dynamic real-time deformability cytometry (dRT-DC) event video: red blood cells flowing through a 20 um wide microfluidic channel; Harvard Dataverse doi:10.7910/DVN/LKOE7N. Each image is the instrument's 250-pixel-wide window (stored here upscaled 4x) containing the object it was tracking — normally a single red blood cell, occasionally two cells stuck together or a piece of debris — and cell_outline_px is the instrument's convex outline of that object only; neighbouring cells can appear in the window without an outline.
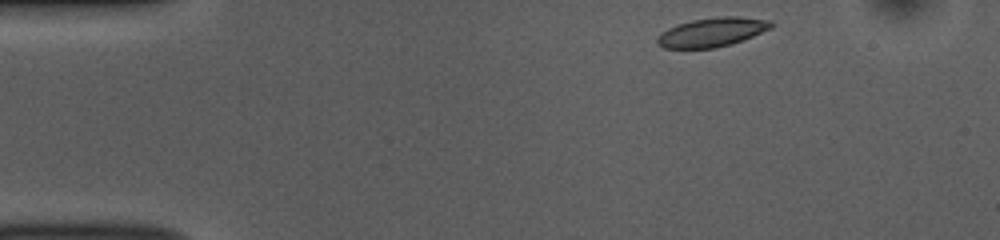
{"species": "common noctule bat (a hibernating species)", "species_latin": "Nyctalus noctula", "temperature_condition": "room temperature", "stored_images_in_passage": 45, "camera_frame_rate_fps": 3000, "um_per_image_px": 0.085, "animal": {"sex": "female", "body_mass_g": 10.0, "forearm_length_mm": 53.1}, "frame": {"image": 1, "passage_image": 1, "time_ms": 0.0, "image_size_px": [1000, 240], "cell_outline_px": [[776, 24], [772, 28], [732, 44], [716, 48], [664, 48], [656, 44], [656, 40], [660, 32], [676, 24], [692, 20], [720, 16], [736, 16], [772, 20]], "centroid_in_image_um": [60.53, 2.73], "position_along_channel_um": 24.5, "area_um2": 19.54}}
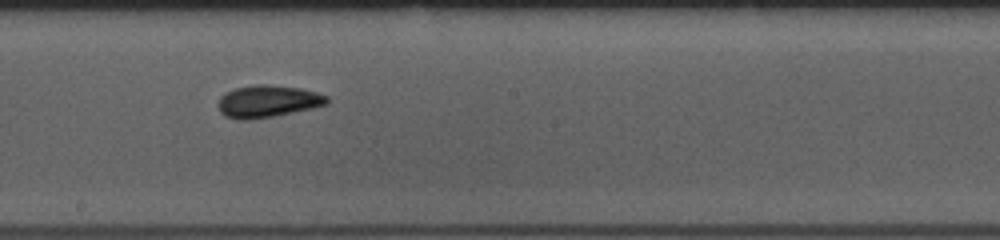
{"frame": {"image": 2, "passage_image": 22, "time_ms": 7.0, "image_size_px": [1000, 240], "cell_outline_px": [[328, 104], [312, 108], [272, 116], [248, 120], [236, 120], [224, 116], [220, 112], [220, 96], [224, 92], [236, 88], [256, 84], [264, 84], [300, 88], [316, 92], [328, 96]], "centroid_in_image_um": [22.75, 8.61], "position_along_channel_um": 225.5, "area_um2": 20.29}}
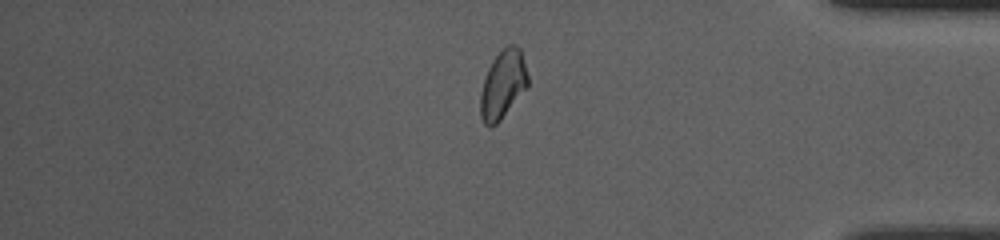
{"frame": {"image": 3, "passage_image": 37, "time_ms": 12.0, "image_size_px": [1000, 240], "cell_outline_px": [[528, 88], [500, 120], [492, 128], [488, 128], [484, 124], [480, 116], [480, 92], [488, 68], [492, 60], [508, 44], [516, 44], [520, 48], [528, 76]], "centroid_in_image_um": [42.74, 7.21], "position_along_channel_um": 392.5, "area_um2": 19.07}, "authors_computed_cell_mechanics": {"area_um2": 19.4786, "velocity_mm_per_s": 3.8386, "shape_relaxation_time_tau1_ms": 3.4979, "shape_relaxation_time_tau2_ms": 2.9189, "deformation_change_tau1": 0.0821, "deformation_change_tau2": 0.0519}}